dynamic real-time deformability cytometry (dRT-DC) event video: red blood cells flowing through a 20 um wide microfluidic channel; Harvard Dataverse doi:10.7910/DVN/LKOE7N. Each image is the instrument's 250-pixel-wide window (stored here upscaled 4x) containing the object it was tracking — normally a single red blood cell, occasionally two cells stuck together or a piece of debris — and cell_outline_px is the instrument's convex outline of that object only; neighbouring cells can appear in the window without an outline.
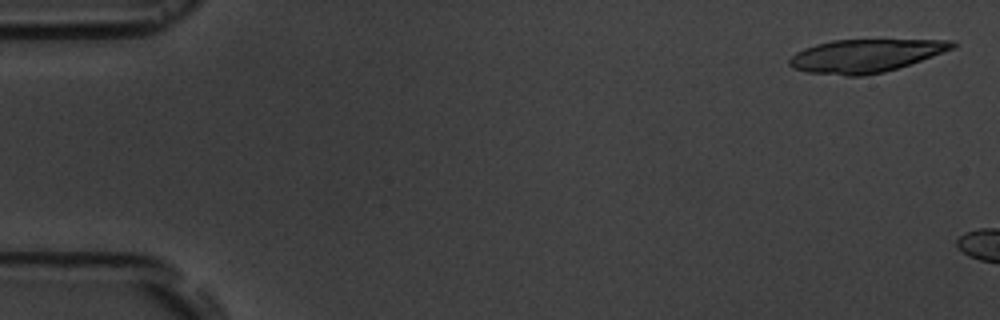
{"species": "common noctule bat (a hibernating species)", "species_latin": "Nyctalus noctula", "temperature_condition": "room temperature", "stored_images_in_passage": 3, "camera_frame_rate_fps": 3000, "um_per_image_px": 0.085, "animal": {"sex": "male", "body_mass_g": 19.5, "forearm_length_mm": 54.6}, "frame": {"image": 1, "passage_image": 1, "time_ms": 0.0, "image_size_px": [1000, 320], "cell_outline_px": [[956, 44], [952, 48], [920, 60], [884, 72], [860, 76], [848, 76], [808, 72], [792, 68], [788, 64], [788, 60], [796, 52], [804, 48], [816, 44], [832, 40], [956, 40]], "centroid_in_image_um": [73.49, 4.74], "position_along_channel_um": 11.5, "area_um2": 30.98}}